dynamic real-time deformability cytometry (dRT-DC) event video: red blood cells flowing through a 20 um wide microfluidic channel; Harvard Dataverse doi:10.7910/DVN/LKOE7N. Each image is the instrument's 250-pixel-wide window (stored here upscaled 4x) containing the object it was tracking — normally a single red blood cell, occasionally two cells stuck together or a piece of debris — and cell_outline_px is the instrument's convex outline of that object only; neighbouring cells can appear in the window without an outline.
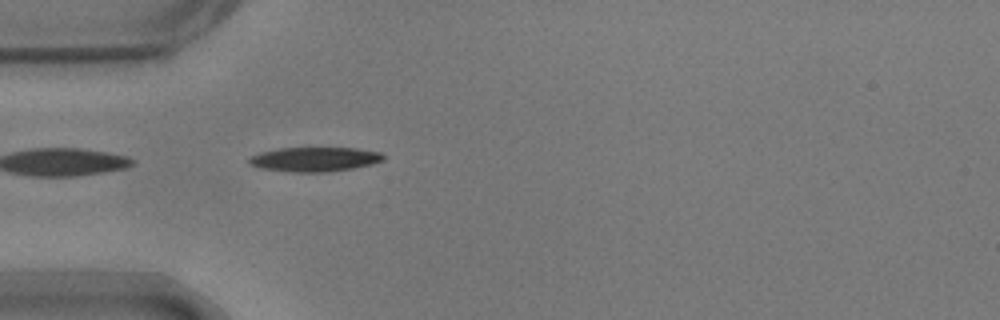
{"species": "common noctule bat (a hibernating species)", "species_latin": "Nyctalus noctula", "temperature_condition": "warm", "stored_images_in_passage": 40, "camera_frame_rate_fps": 3000, "um_per_image_px": 0.085, "animal": {"sex": "male", "body_mass_g": 17.9}, "frame": {"image": 1, "passage_image": 1, "time_ms": 0.0, "image_size_px": [1000, 320], "cell_outline_px": [[384, 160], [372, 164], [352, 168], [328, 172], [292, 172], [260, 168], [248, 164], [248, 160], [252, 156], [260, 152], [280, 148], [356, 148], [380, 152], [384, 156]], "centroid_in_image_um": [26.74, 13.54], "position_along_channel_um": 58.3, "area_um2": 19.07}}
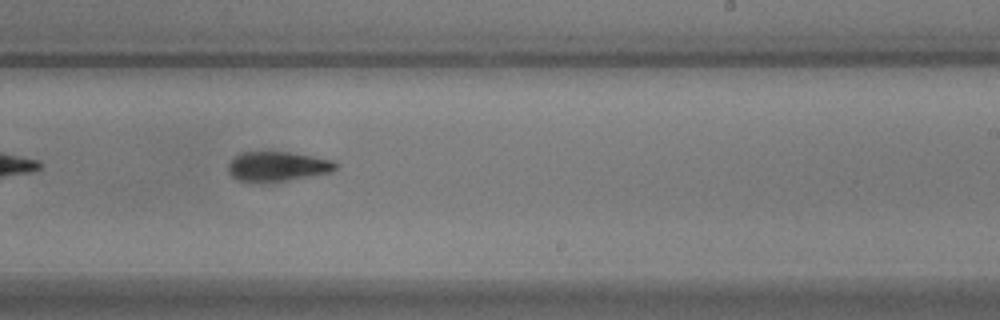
{"frame": {"image": 2, "passage_image": 18, "time_ms": 5.667, "image_size_px": [1000, 320], "cell_outline_px": [[340, 164], [332, 172], [288, 180], [236, 180], [228, 172], [228, 164], [240, 152], [288, 152], [312, 156], [332, 160]], "centroid_in_image_um": [23.62, 14.12], "position_along_channel_um": 265.4, "area_um2": 18.15}}
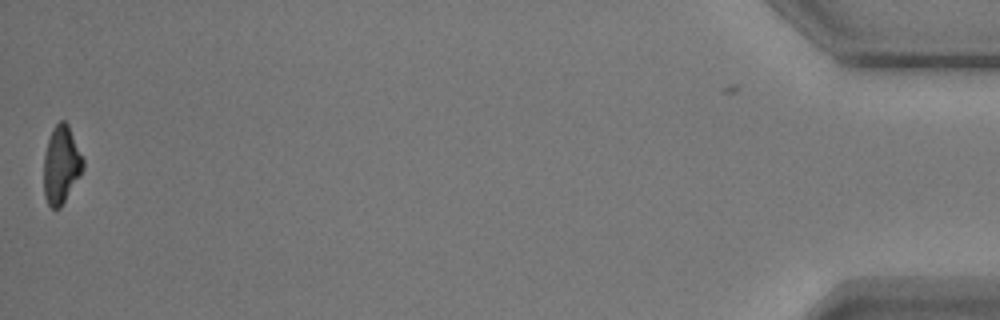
{"frame": {"image": 3, "passage_image": 39, "time_ms": 12.667, "image_size_px": [1000, 320], "cell_outline_px": [[84, 168], [80, 176], [60, 208], [52, 208], [48, 204], [44, 196], [44, 156], [48, 140], [56, 124], [60, 120], [64, 120], [68, 124], [84, 160]], "centroid_in_image_um": [5.21, 14.02], "position_along_channel_um": 430.0, "area_um2": 17.63}, "authors_computed_cell_mechanics": {"area_um2": 18.7561, "velocity_mm_per_s": 3.7105, "shape_relaxation_time_tau1_ms": 2.5372, "shape_relaxation_time_tau2_ms": null, "deformation_change_tau1": 0.1368, "deformation_change_tau2": null}}